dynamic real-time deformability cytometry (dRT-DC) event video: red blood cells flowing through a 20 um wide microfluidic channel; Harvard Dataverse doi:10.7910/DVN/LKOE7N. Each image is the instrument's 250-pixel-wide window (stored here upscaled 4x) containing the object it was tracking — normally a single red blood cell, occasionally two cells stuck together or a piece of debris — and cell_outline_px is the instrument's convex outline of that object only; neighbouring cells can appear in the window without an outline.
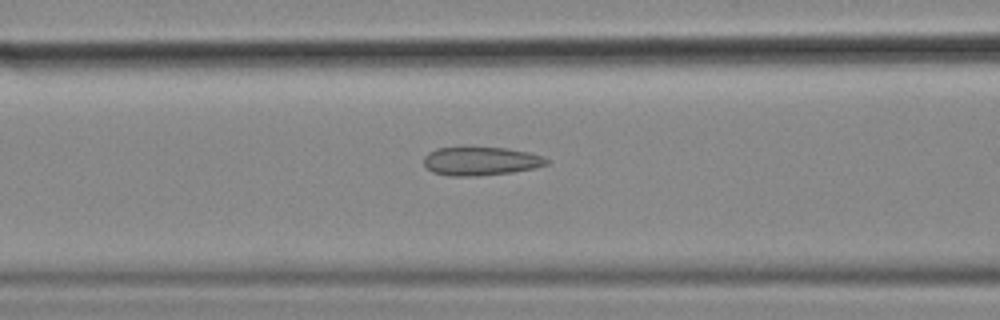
{"species": "common noctule bat (a hibernating species)", "species_latin": "Nyctalus noctula", "temperature_condition": "cold", "stored_images_in_passage": 18, "camera_frame_rate_fps": 3000, "um_per_image_px": 0.085, "animal": {"sex": "female", "body_mass_g": 18.4}, "frame": {"image": 1, "passage_image": 13, "time_ms": 4.0, "image_size_px": [1000, 320], "cell_outline_px": [[548, 164], [536, 168], [512, 172], [476, 176], [448, 176], [432, 172], [424, 164], [424, 156], [428, 152], [436, 148], [508, 148], [528, 152], [540, 156], [548, 160]], "centroid_in_image_um": [40.84, 13.71], "position_along_channel_um": 125.8, "area_um2": 20.29}}
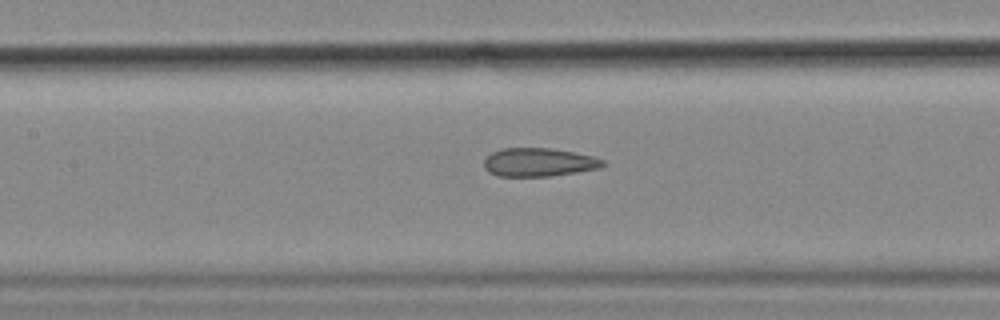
{"frame": {"image": 2, "passage_image": 16, "time_ms": 5.0, "image_size_px": [1000, 320], "cell_outline_px": [[608, 164], [600, 168], [576, 172], [548, 176], [496, 176], [488, 172], [484, 168], [484, 160], [492, 152], [504, 148], [548, 148], [572, 152], [592, 156], [604, 160]], "centroid_in_image_um": [45.79, 13.8], "position_along_channel_um": 161.6, "area_um2": 19.65}}